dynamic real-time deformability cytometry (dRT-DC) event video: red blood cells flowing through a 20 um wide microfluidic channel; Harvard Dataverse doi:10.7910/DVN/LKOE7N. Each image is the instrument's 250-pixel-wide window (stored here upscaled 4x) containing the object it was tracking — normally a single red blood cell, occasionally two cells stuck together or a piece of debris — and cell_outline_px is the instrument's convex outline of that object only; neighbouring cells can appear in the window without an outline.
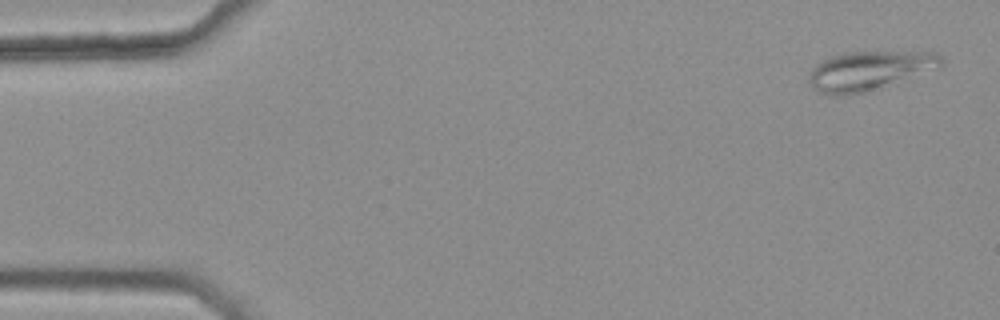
{"species": "common noctule bat (a hibernating species)", "species_latin": "Nyctalus noctula", "temperature_condition": "warm", "stored_images_in_passage": 4, "camera_frame_rate_fps": 3000, "um_per_image_px": 0.085, "animal": {"sex": "female", "body_mass_g": 25.1}, "frame": {"image": 1, "passage_image": 1, "time_ms": 0.0, "image_size_px": [1000, 320], "cell_outline_px": [[944, 64], [940, 68], [864, 92], [844, 96], [828, 96], [820, 92], [808, 80], [808, 72], [816, 64], [828, 56], [844, 52], [936, 52], [944, 56]], "centroid_in_image_um": [73.89, 5.99], "position_along_channel_um": 11.1, "area_um2": 30.35}}